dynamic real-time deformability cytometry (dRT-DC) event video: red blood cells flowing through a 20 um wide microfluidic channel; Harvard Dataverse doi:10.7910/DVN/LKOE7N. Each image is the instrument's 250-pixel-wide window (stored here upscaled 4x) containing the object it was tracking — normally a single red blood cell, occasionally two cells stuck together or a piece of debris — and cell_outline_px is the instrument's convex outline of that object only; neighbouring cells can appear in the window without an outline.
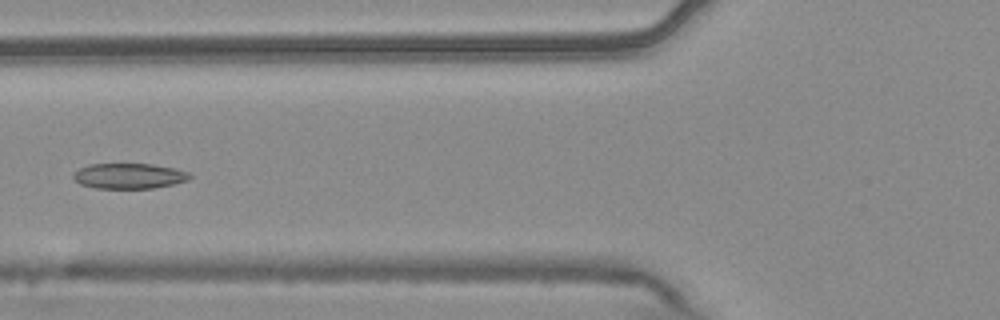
{"species": "common noctule bat (a hibernating species)", "species_latin": "Nyctalus noctula", "temperature_condition": "warm", "stored_images_in_passage": 6, "camera_frame_rate_fps": 3000, "um_per_image_px": 0.085, "animal": {"sex": "male", "body_mass_g": 20.4}, "frame": {"image": 1, "passage_image": 6, "time_ms": 1.667, "image_size_px": [1000, 320], "cell_outline_px": [[192, 176], [188, 180], [172, 184], [152, 188], [96, 188], [80, 184], [72, 176], [80, 168], [88, 164], [152, 164], [176, 168], [188, 172]], "centroid_in_image_um": [10.99, 14.95], "position_along_channel_um": 114.8, "area_um2": 17.11}}